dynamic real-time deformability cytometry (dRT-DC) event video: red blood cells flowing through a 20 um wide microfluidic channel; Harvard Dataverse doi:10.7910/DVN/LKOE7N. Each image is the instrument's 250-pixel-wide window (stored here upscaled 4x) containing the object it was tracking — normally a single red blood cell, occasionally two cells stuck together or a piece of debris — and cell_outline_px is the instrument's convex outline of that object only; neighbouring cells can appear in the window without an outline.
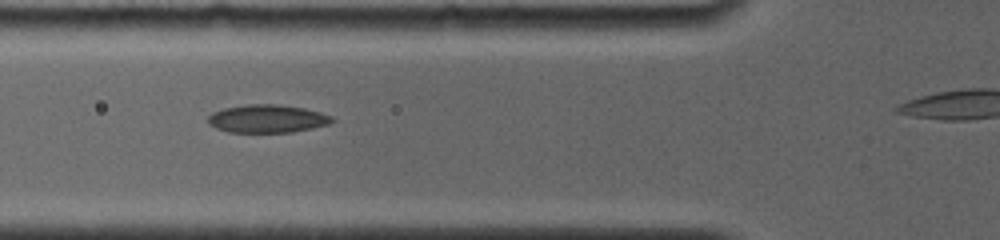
{"species": "common noctule bat (a hibernating species)", "species_latin": "Nyctalus noctula", "temperature_condition": "room temperature", "stored_images_in_passage": 6, "segment_of_instrument_passage": [1, 2], "camera_frame_rate_fps": 4000, "um_per_image_px": 0.085, "animal": {"sex": "female", "body_mass_g": 19.0, "forearm_length_mm": 56.7}, "frame": {"image": 1, "passage_image": 3, "time_ms": 1.75, "image_size_px": [1000, 240], "cell_outline_px": [[336, 120], [328, 124], [312, 128], [292, 132], [228, 132], [216, 128], [208, 124], [208, 116], [212, 112], [224, 108], [248, 104], [276, 104], [304, 108], [320, 112], [332, 116]], "centroid_in_image_um": [22.71, 10.09], "position_along_channel_um": 103.1, "area_um2": 20.29}}
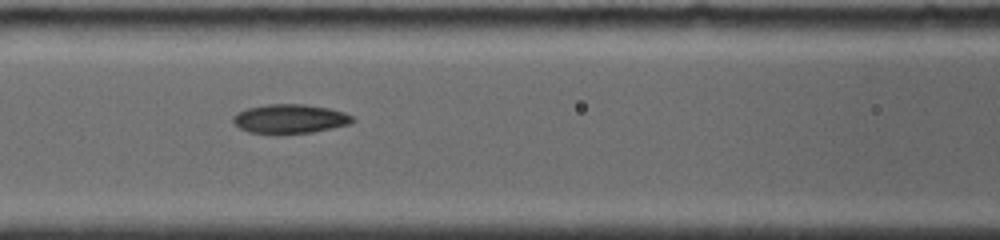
{"frame": {"image": 2, "passage_image": 4, "time_ms": 2.75, "image_size_px": [1000, 240], "cell_outline_px": [[356, 120], [348, 124], [332, 128], [312, 132], [276, 136], [248, 132], [240, 128], [232, 120], [232, 116], [236, 112], [248, 108], [268, 104], [304, 104], [328, 108], [344, 112], [352, 116]], "centroid_in_image_um": [24.6, 10.13], "position_along_channel_um": 142.0, "area_um2": 20.75}}